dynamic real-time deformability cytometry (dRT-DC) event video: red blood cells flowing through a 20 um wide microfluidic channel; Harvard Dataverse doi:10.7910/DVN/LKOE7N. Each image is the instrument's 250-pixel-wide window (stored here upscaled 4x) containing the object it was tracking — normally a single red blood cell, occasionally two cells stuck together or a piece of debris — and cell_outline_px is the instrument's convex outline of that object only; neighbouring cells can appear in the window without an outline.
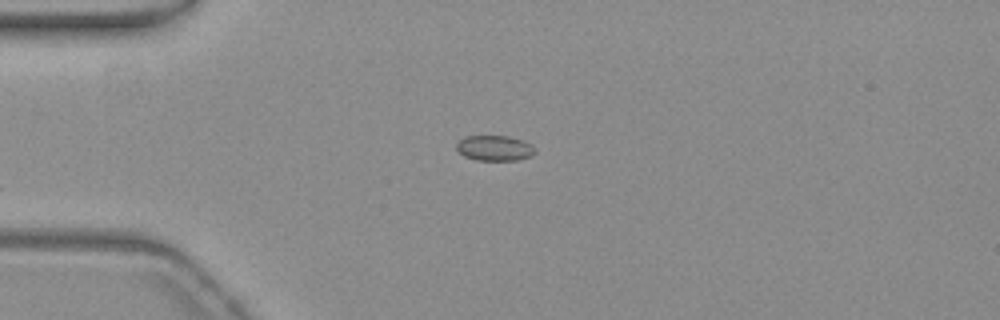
{"species": "common noctule bat (a hibernating species)", "species_latin": "Nyctalus noctula", "temperature_condition": "warm", "stored_images_in_passage": 14, "camera_frame_rate_fps": 3000, "um_per_image_px": 0.085, "animal": {"sex": "female", "body_mass_g": 19.3, "forearm_length_mm": 54.1}, "frame": {"image": 1, "passage_image": 1, "time_ms": 0.0, "image_size_px": [1000, 320], "cell_outline_px": [[536, 152], [532, 156], [520, 160], [476, 160], [464, 156], [456, 148], [456, 144], [464, 136], [508, 136], [524, 140], [532, 144], [536, 148]], "centroid_in_image_um": [42.09, 12.59], "position_along_channel_um": 42.9, "area_um2": 11.79}}
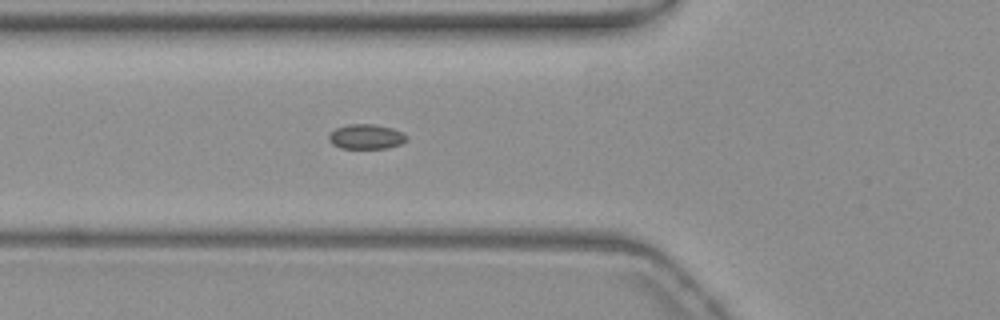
{"frame": {"image": 2, "passage_image": 7, "time_ms": 2.0, "image_size_px": [1000, 320], "cell_outline_px": [[408, 140], [400, 144], [388, 148], [340, 148], [332, 144], [328, 140], [328, 136], [336, 128], [348, 124], [372, 124], [392, 128], [404, 132], [408, 136]], "centroid_in_image_um": [31.15, 11.62], "position_along_channel_um": 94.6, "area_um2": 11.33}}
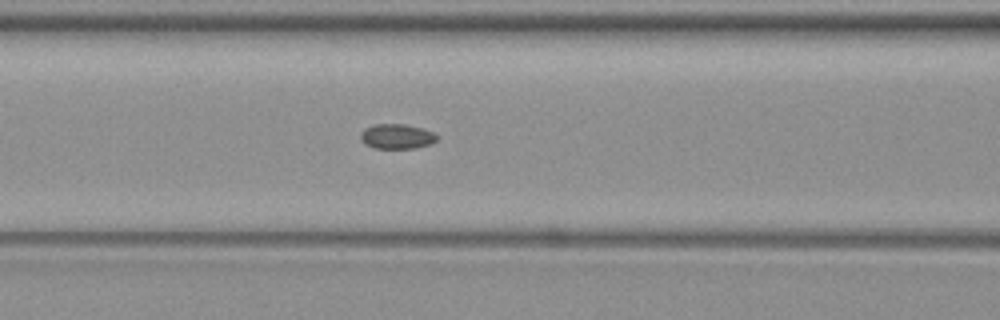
{"frame": {"image": 3, "passage_image": 10, "time_ms": 3.0, "image_size_px": [1000, 320], "cell_outline_px": [[436, 140], [432, 144], [416, 148], [372, 148], [364, 144], [360, 140], [360, 132], [364, 128], [376, 124], [404, 124], [424, 128], [432, 132], [436, 136]], "centroid_in_image_um": [33.69, 11.6], "position_along_channel_um": 132.9, "area_um2": 11.21}}